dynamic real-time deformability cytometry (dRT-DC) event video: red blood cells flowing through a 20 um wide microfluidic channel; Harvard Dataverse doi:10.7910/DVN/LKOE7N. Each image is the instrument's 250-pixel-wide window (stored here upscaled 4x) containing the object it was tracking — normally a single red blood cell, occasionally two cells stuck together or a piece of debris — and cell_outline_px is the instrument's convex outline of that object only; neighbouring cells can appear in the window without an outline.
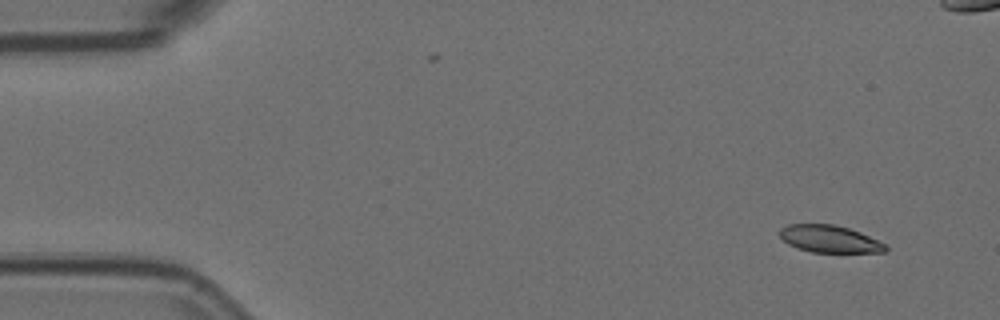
{"species": "Egyptian fruit bat (a non-hibernating species)", "species_latin": "Rousettus aegyptiacus", "temperature_condition": "room temperature", "stored_images_in_passage": 5, "camera_frame_rate_fps": 3000, "um_per_image_px": 0.085, "animal": {"sex": "female"}, "frame": {"image": 1, "passage_image": 1, "time_ms": 0.0, "image_size_px": [1000, 320], "cell_outline_px": [[888, 248], [884, 252], [812, 252], [796, 248], [788, 244], [780, 236], [780, 228], [788, 224], [832, 224], [848, 228], [860, 232], [884, 244]], "centroid_in_image_um": [70.47, 20.31], "position_along_channel_um": 14.5, "area_um2": 16.59}}